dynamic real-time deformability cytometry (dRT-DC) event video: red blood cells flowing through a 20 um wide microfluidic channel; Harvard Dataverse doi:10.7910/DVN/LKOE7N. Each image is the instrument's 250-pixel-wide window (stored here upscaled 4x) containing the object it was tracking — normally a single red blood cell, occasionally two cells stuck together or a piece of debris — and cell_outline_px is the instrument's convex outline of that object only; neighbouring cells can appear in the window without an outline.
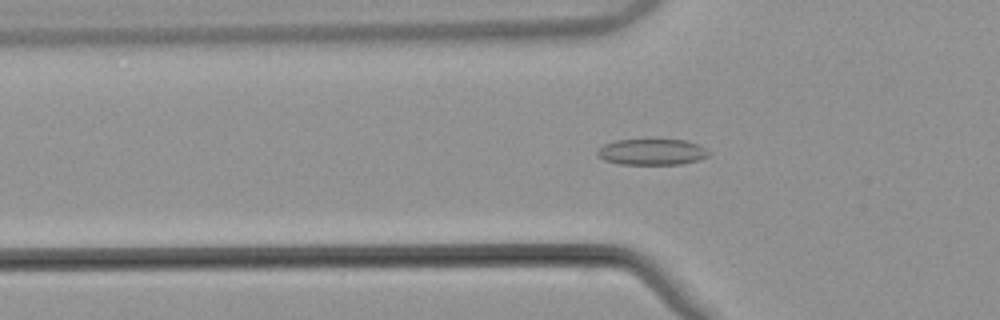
{"species": "common noctule bat (a hibernating species)", "species_latin": "Nyctalus noctula", "temperature_condition": "warm", "stored_images_in_passage": 53, "camera_frame_rate_fps": 3000, "um_per_image_px": 0.085, "animal": {"sex": "male", "body_mass_g": 21.5, "forearm_length_mm": 52.0}, "frame": {"image": 1, "passage_image": 18, "time_ms": 5.667, "image_size_px": [1000, 320], "cell_outline_px": [[712, 152], [708, 156], [700, 160], [680, 164], [620, 164], [604, 160], [596, 156], [596, 152], [604, 144], [616, 140], [648, 136], [684, 140], [696, 144]], "centroid_in_image_um": [55.39, 12.86], "position_along_channel_um": 70.4, "area_um2": 17.86}}
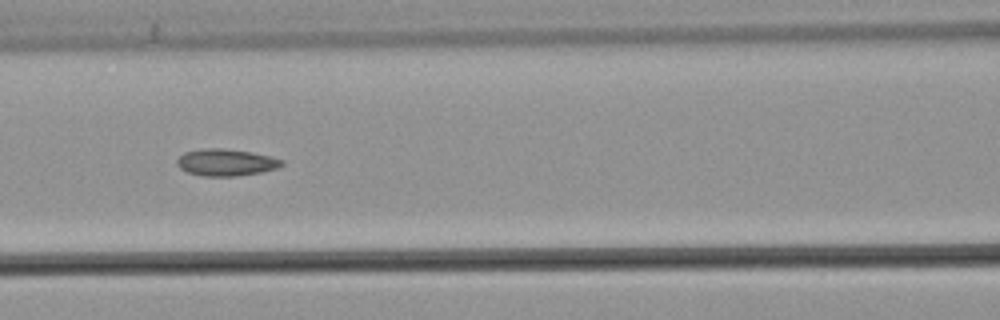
{"frame": {"image": 2, "passage_image": 24, "time_ms": 7.667, "image_size_px": [1000, 320], "cell_outline_px": [[284, 164], [276, 168], [260, 172], [236, 176], [200, 176], [188, 172], [180, 168], [176, 164], [176, 160], [184, 152], [208, 148], [224, 148], [252, 152], [284, 160]], "centroid_in_image_um": [19.19, 13.8], "position_along_channel_um": 147.4, "area_um2": 16.36}}
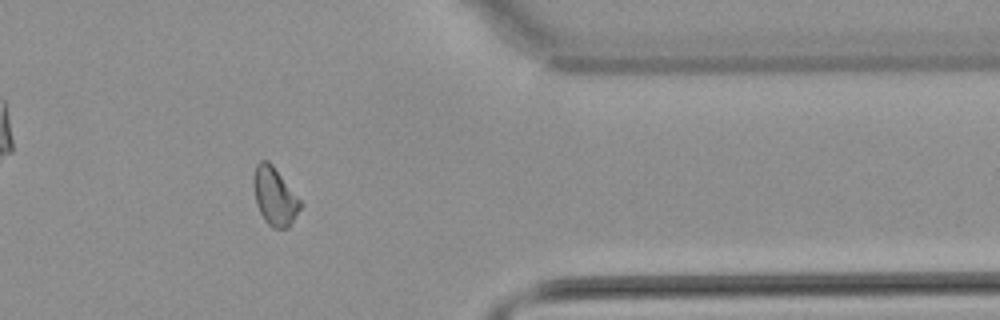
{"frame": {"image": 3, "passage_image": 44, "time_ms": 14.333, "image_size_px": [1000, 320], "cell_outline_px": [[300, 208], [292, 224], [288, 228], [272, 228], [264, 220], [256, 204], [252, 184], [256, 164], [260, 160], [268, 160], [272, 164], [300, 200]], "centroid_in_image_um": [23.31, 16.7], "position_along_channel_um": 388.1, "area_um2": 15.72}, "authors_computed_cell_mechanics": {"area_um2": 16.0684, "velocity_mm_per_s": 3.8469, "shape_relaxation_time_tau1_ms": null, "shape_relaxation_time_tau2_ms": 10.8371, "deformation_change_tau1": null, "deformation_change_tau2": 0.1721}}